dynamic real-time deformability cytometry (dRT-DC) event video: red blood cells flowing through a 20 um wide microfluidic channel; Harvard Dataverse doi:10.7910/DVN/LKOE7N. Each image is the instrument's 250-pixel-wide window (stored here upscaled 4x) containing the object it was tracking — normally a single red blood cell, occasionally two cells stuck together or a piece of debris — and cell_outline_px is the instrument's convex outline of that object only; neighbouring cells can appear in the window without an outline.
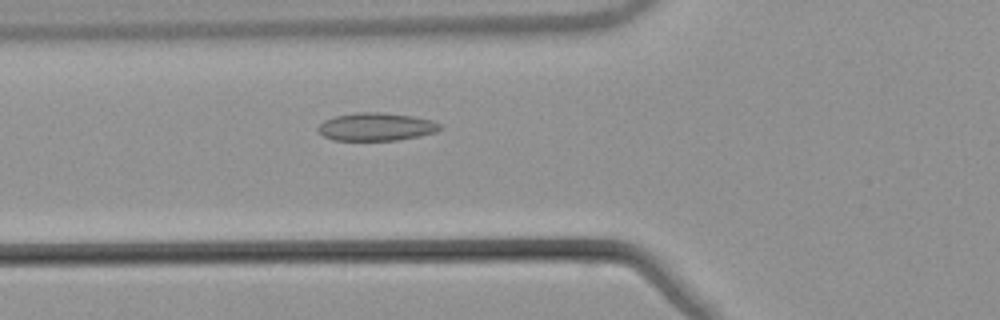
{"species": "common noctule bat (a hibernating species)", "species_latin": "Nyctalus noctula", "temperature_condition": "warm", "stored_images_in_passage": 53, "camera_frame_rate_fps": 3000, "um_per_image_px": 0.085, "animal": {"sex": "male", "body_mass_g": 21.5, "forearm_length_mm": 52.0}, "frame": {"image": 1, "passage_image": 20, "time_ms": 6.333, "image_size_px": [1000, 320], "cell_outline_px": [[444, 128], [436, 132], [420, 136], [396, 140], [332, 140], [324, 136], [316, 128], [324, 120], [336, 116], [356, 112], [384, 112], [412, 116], [432, 120], [440, 124]], "centroid_in_image_um": [32.0, 10.77], "position_along_channel_um": 93.8, "area_um2": 19.94}}
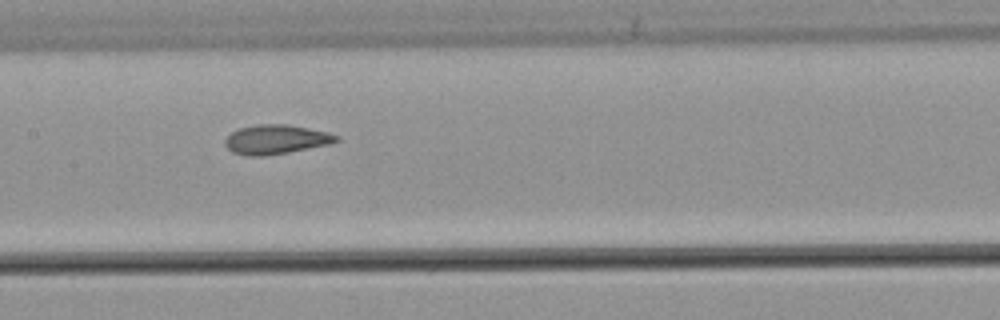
{"frame": {"image": 2, "passage_image": 27, "time_ms": 8.667, "image_size_px": [1000, 320], "cell_outline_px": [[340, 140], [328, 144], [288, 152], [264, 156], [248, 156], [232, 152], [224, 144], [224, 140], [232, 132], [240, 128], [260, 124], [288, 124], [328, 132], [340, 136]], "centroid_in_image_um": [23.46, 11.85], "position_along_channel_um": 183.9, "area_um2": 18.9}}
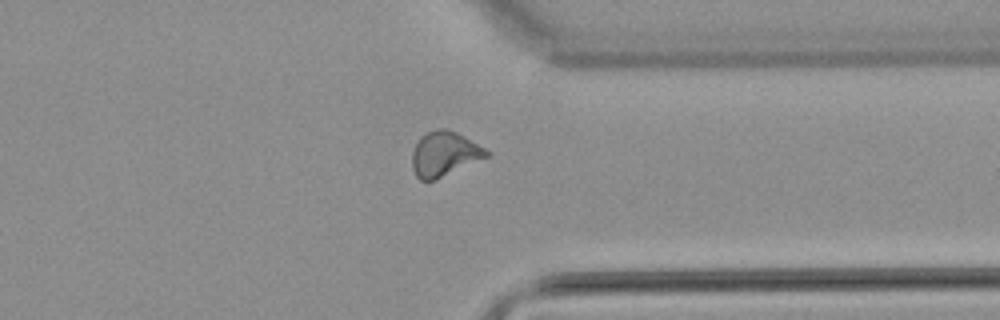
{"frame": {"image": 3, "passage_image": 42, "time_ms": 13.667, "image_size_px": [1000, 320], "cell_outline_px": [[492, 152], [488, 156], [436, 180], [420, 180], [416, 176], [412, 168], [412, 152], [420, 136], [436, 128], [448, 128], [464, 136]], "centroid_in_image_um": [37.76, 13.07], "position_along_channel_um": 373.6, "area_um2": 19.42}}